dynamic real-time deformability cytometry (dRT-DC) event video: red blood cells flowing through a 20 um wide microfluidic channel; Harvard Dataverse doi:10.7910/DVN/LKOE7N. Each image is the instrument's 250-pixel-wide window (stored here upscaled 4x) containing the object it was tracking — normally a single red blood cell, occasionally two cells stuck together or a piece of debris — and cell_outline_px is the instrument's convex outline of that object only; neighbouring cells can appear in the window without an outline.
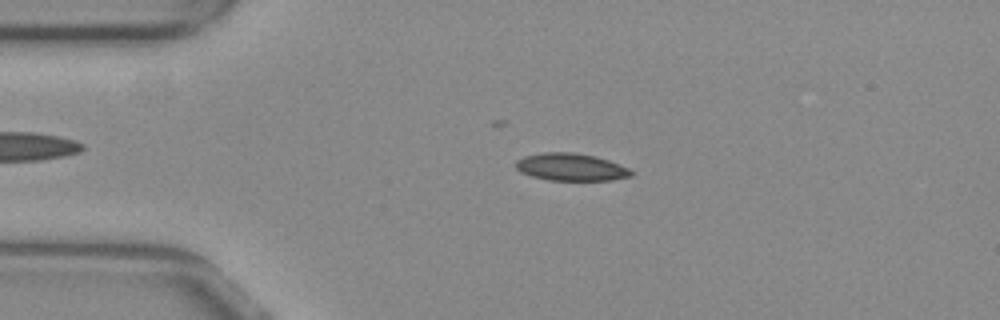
{"species": "common noctule bat (a hibernating species)", "species_latin": "Nyctalus noctula", "temperature_condition": "warm", "stored_images_in_passage": 38, "camera_frame_rate_fps": 3000, "um_per_image_px": 0.085, "animal": {"sex": "female", "body_mass_g": 29.2, "forearm_length_mm": 56.3}, "frame": {"image": 1, "passage_image": 11, "time_ms": 3.333, "image_size_px": [1000, 320], "cell_outline_px": [[632, 176], [612, 180], [548, 180], [532, 176], [520, 172], [516, 168], [516, 160], [524, 156], [544, 152], [572, 152], [592, 156], [608, 160], [620, 164], [628, 168], [632, 172]], "centroid_in_image_um": [48.51, 14.2], "position_along_channel_um": 36.5, "area_um2": 18.32}}
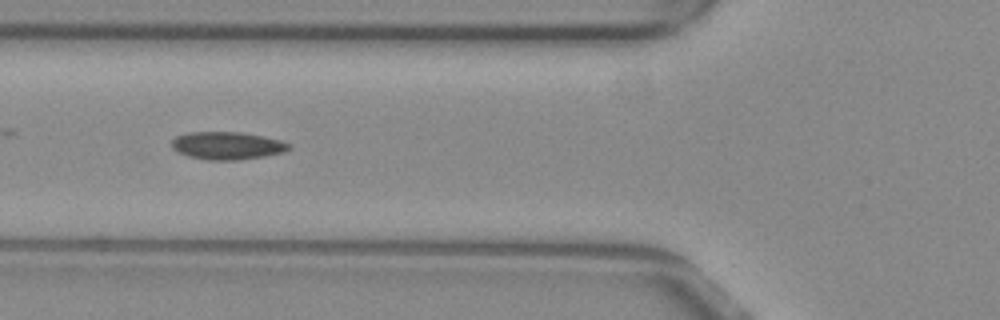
{"frame": {"image": 2, "passage_image": 19, "time_ms": 6.0, "image_size_px": [1000, 320], "cell_outline_px": [[292, 148], [284, 152], [264, 156], [236, 160], [208, 160], [188, 156], [176, 152], [172, 148], [172, 140], [176, 136], [188, 132], [240, 132], [280, 140], [288, 144]], "centroid_in_image_um": [19.27, 12.38], "position_along_channel_um": 106.5, "area_um2": 18.84}}
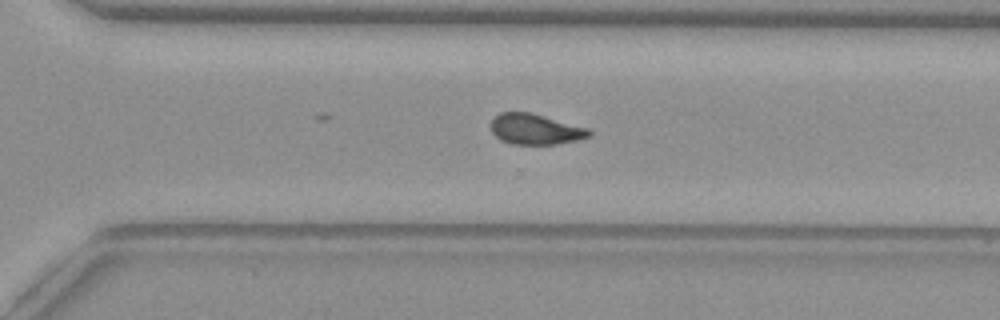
{"frame": {"image": 3, "passage_image": 36, "time_ms": 11.667, "image_size_px": [1000, 320], "cell_outline_px": [[592, 136], [580, 140], [556, 144], [512, 144], [500, 140], [492, 132], [488, 124], [500, 112], [532, 112], [588, 128], [592, 132]], "centroid_in_image_um": [45.51, 10.98], "position_along_channel_um": 325.1, "area_um2": 17.8}}